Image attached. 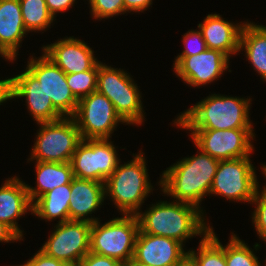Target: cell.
<instances>
[{"instance_id": "b9f144b4", "label": "cell", "mask_w": 266, "mask_h": 266, "mask_svg": "<svg viewBox=\"0 0 266 266\" xmlns=\"http://www.w3.org/2000/svg\"><path fill=\"white\" fill-rule=\"evenodd\" d=\"M63 266H80L79 263H65Z\"/></svg>"}, {"instance_id": "484cf974", "label": "cell", "mask_w": 266, "mask_h": 266, "mask_svg": "<svg viewBox=\"0 0 266 266\" xmlns=\"http://www.w3.org/2000/svg\"><path fill=\"white\" fill-rule=\"evenodd\" d=\"M25 29L42 32L51 27L56 20L49 13L45 0H19Z\"/></svg>"}, {"instance_id": "f1b7e54d", "label": "cell", "mask_w": 266, "mask_h": 266, "mask_svg": "<svg viewBox=\"0 0 266 266\" xmlns=\"http://www.w3.org/2000/svg\"><path fill=\"white\" fill-rule=\"evenodd\" d=\"M90 14L95 20L108 19L113 16L125 14L123 0H88Z\"/></svg>"}, {"instance_id": "d4e9b609", "label": "cell", "mask_w": 266, "mask_h": 266, "mask_svg": "<svg viewBox=\"0 0 266 266\" xmlns=\"http://www.w3.org/2000/svg\"><path fill=\"white\" fill-rule=\"evenodd\" d=\"M199 248L188 251V259L194 266H226L224 246L216 236L213 227L199 240Z\"/></svg>"}, {"instance_id": "8d00e7d4", "label": "cell", "mask_w": 266, "mask_h": 266, "mask_svg": "<svg viewBox=\"0 0 266 266\" xmlns=\"http://www.w3.org/2000/svg\"><path fill=\"white\" fill-rule=\"evenodd\" d=\"M124 266H148V265L141 264L136 260H134L133 258H131L126 263H124Z\"/></svg>"}, {"instance_id": "cb8c5ba5", "label": "cell", "mask_w": 266, "mask_h": 266, "mask_svg": "<svg viewBox=\"0 0 266 266\" xmlns=\"http://www.w3.org/2000/svg\"><path fill=\"white\" fill-rule=\"evenodd\" d=\"M70 194L71 182L55 187L43 194L32 204V214L46 222L56 220L57 218L59 219L58 223L70 221Z\"/></svg>"}, {"instance_id": "277c9868", "label": "cell", "mask_w": 266, "mask_h": 266, "mask_svg": "<svg viewBox=\"0 0 266 266\" xmlns=\"http://www.w3.org/2000/svg\"><path fill=\"white\" fill-rule=\"evenodd\" d=\"M138 154V155H137ZM133 159L120 164L104 182L105 199L109 196L121 215H136L151 191L145 156L140 150Z\"/></svg>"}, {"instance_id": "ac0fdd59", "label": "cell", "mask_w": 266, "mask_h": 266, "mask_svg": "<svg viewBox=\"0 0 266 266\" xmlns=\"http://www.w3.org/2000/svg\"><path fill=\"white\" fill-rule=\"evenodd\" d=\"M70 196L69 217L71 221H85L92 224L100 219L92 217L91 214L103 205L104 183L73 177Z\"/></svg>"}, {"instance_id": "44dd1931", "label": "cell", "mask_w": 266, "mask_h": 266, "mask_svg": "<svg viewBox=\"0 0 266 266\" xmlns=\"http://www.w3.org/2000/svg\"><path fill=\"white\" fill-rule=\"evenodd\" d=\"M27 34L19 0H0V46L13 60Z\"/></svg>"}, {"instance_id": "1f68e13d", "label": "cell", "mask_w": 266, "mask_h": 266, "mask_svg": "<svg viewBox=\"0 0 266 266\" xmlns=\"http://www.w3.org/2000/svg\"><path fill=\"white\" fill-rule=\"evenodd\" d=\"M80 266H124L121 261L89 252L80 261Z\"/></svg>"}, {"instance_id": "4dcf8cb0", "label": "cell", "mask_w": 266, "mask_h": 266, "mask_svg": "<svg viewBox=\"0 0 266 266\" xmlns=\"http://www.w3.org/2000/svg\"><path fill=\"white\" fill-rule=\"evenodd\" d=\"M184 44V50L177 56H192L200 54L207 49L206 42L202 37L201 31L199 30H189L183 34L182 38Z\"/></svg>"}, {"instance_id": "d590c367", "label": "cell", "mask_w": 266, "mask_h": 266, "mask_svg": "<svg viewBox=\"0 0 266 266\" xmlns=\"http://www.w3.org/2000/svg\"><path fill=\"white\" fill-rule=\"evenodd\" d=\"M22 239L5 223L0 222V242H18Z\"/></svg>"}, {"instance_id": "7bdbcfd3", "label": "cell", "mask_w": 266, "mask_h": 266, "mask_svg": "<svg viewBox=\"0 0 266 266\" xmlns=\"http://www.w3.org/2000/svg\"><path fill=\"white\" fill-rule=\"evenodd\" d=\"M260 239H262V241H264L265 243H266V237H264V238H260ZM266 261V260H265ZM266 263V262H265ZM266 265V264H265Z\"/></svg>"}, {"instance_id": "ffe728a7", "label": "cell", "mask_w": 266, "mask_h": 266, "mask_svg": "<svg viewBox=\"0 0 266 266\" xmlns=\"http://www.w3.org/2000/svg\"><path fill=\"white\" fill-rule=\"evenodd\" d=\"M28 211L32 214L26 183L17 176L6 179L0 187V222L9 226L22 240L24 235L17 220Z\"/></svg>"}, {"instance_id": "836d02e7", "label": "cell", "mask_w": 266, "mask_h": 266, "mask_svg": "<svg viewBox=\"0 0 266 266\" xmlns=\"http://www.w3.org/2000/svg\"><path fill=\"white\" fill-rule=\"evenodd\" d=\"M76 0H45L49 13L56 18L57 13H62L73 6Z\"/></svg>"}, {"instance_id": "ab89813d", "label": "cell", "mask_w": 266, "mask_h": 266, "mask_svg": "<svg viewBox=\"0 0 266 266\" xmlns=\"http://www.w3.org/2000/svg\"><path fill=\"white\" fill-rule=\"evenodd\" d=\"M178 266H194V264L187 258L182 264Z\"/></svg>"}, {"instance_id": "2e32d148", "label": "cell", "mask_w": 266, "mask_h": 266, "mask_svg": "<svg viewBox=\"0 0 266 266\" xmlns=\"http://www.w3.org/2000/svg\"><path fill=\"white\" fill-rule=\"evenodd\" d=\"M184 245L175 239L143 233L139 230L133 259L148 266H178L188 258Z\"/></svg>"}, {"instance_id": "9c48e42d", "label": "cell", "mask_w": 266, "mask_h": 266, "mask_svg": "<svg viewBox=\"0 0 266 266\" xmlns=\"http://www.w3.org/2000/svg\"><path fill=\"white\" fill-rule=\"evenodd\" d=\"M72 118L82 139H110L119 123L128 125L116 112L113 103L98 91L78 101Z\"/></svg>"}, {"instance_id": "8fae6325", "label": "cell", "mask_w": 266, "mask_h": 266, "mask_svg": "<svg viewBox=\"0 0 266 266\" xmlns=\"http://www.w3.org/2000/svg\"><path fill=\"white\" fill-rule=\"evenodd\" d=\"M191 131L194 145L217 160H231L251 156L254 152L253 129H185Z\"/></svg>"}, {"instance_id": "5b68a950", "label": "cell", "mask_w": 266, "mask_h": 266, "mask_svg": "<svg viewBox=\"0 0 266 266\" xmlns=\"http://www.w3.org/2000/svg\"><path fill=\"white\" fill-rule=\"evenodd\" d=\"M97 91L114 105L119 116L129 125L144 122V109L140 89L129 73L98 61Z\"/></svg>"}, {"instance_id": "7402d4cb", "label": "cell", "mask_w": 266, "mask_h": 266, "mask_svg": "<svg viewBox=\"0 0 266 266\" xmlns=\"http://www.w3.org/2000/svg\"><path fill=\"white\" fill-rule=\"evenodd\" d=\"M36 171V188L26 184L27 192L33 204L43 194L51 191L60 185H66L73 179V172L70 162H39L34 161Z\"/></svg>"}, {"instance_id": "d6986e66", "label": "cell", "mask_w": 266, "mask_h": 266, "mask_svg": "<svg viewBox=\"0 0 266 266\" xmlns=\"http://www.w3.org/2000/svg\"><path fill=\"white\" fill-rule=\"evenodd\" d=\"M244 22L237 24L224 20L219 14H208L202 23L198 24L207 49L218 50L227 55L240 52V34Z\"/></svg>"}, {"instance_id": "ba28073f", "label": "cell", "mask_w": 266, "mask_h": 266, "mask_svg": "<svg viewBox=\"0 0 266 266\" xmlns=\"http://www.w3.org/2000/svg\"><path fill=\"white\" fill-rule=\"evenodd\" d=\"M258 182L250 156L220 160L209 196L214 194L229 201L251 203L260 189Z\"/></svg>"}, {"instance_id": "83f0119b", "label": "cell", "mask_w": 266, "mask_h": 266, "mask_svg": "<svg viewBox=\"0 0 266 266\" xmlns=\"http://www.w3.org/2000/svg\"><path fill=\"white\" fill-rule=\"evenodd\" d=\"M66 80L72 94L78 101L97 91L98 62L90 70L66 74Z\"/></svg>"}, {"instance_id": "5bb4252c", "label": "cell", "mask_w": 266, "mask_h": 266, "mask_svg": "<svg viewBox=\"0 0 266 266\" xmlns=\"http://www.w3.org/2000/svg\"><path fill=\"white\" fill-rule=\"evenodd\" d=\"M2 103L11 99L25 98L29 115L38 123L53 122L64 116L53 106L50 97L45 94L41 83L27 70L14 77L8 78V82L2 91Z\"/></svg>"}, {"instance_id": "f35d334b", "label": "cell", "mask_w": 266, "mask_h": 266, "mask_svg": "<svg viewBox=\"0 0 266 266\" xmlns=\"http://www.w3.org/2000/svg\"><path fill=\"white\" fill-rule=\"evenodd\" d=\"M0 56L2 58H5L7 61H10L11 63H13L14 61L1 46H0Z\"/></svg>"}, {"instance_id": "7c38bea8", "label": "cell", "mask_w": 266, "mask_h": 266, "mask_svg": "<svg viewBox=\"0 0 266 266\" xmlns=\"http://www.w3.org/2000/svg\"><path fill=\"white\" fill-rule=\"evenodd\" d=\"M91 226L85 221L57 223L40 250L64 263H80L90 252Z\"/></svg>"}, {"instance_id": "60d3db41", "label": "cell", "mask_w": 266, "mask_h": 266, "mask_svg": "<svg viewBox=\"0 0 266 266\" xmlns=\"http://www.w3.org/2000/svg\"><path fill=\"white\" fill-rule=\"evenodd\" d=\"M262 168V174L265 176V179H266V164L261 166ZM262 188L266 191V185L265 186H262Z\"/></svg>"}, {"instance_id": "e575fe53", "label": "cell", "mask_w": 266, "mask_h": 266, "mask_svg": "<svg viewBox=\"0 0 266 266\" xmlns=\"http://www.w3.org/2000/svg\"><path fill=\"white\" fill-rule=\"evenodd\" d=\"M123 1H124L125 13L144 12L145 10L149 9V7L153 3L152 0H123Z\"/></svg>"}, {"instance_id": "52a82bcc", "label": "cell", "mask_w": 266, "mask_h": 266, "mask_svg": "<svg viewBox=\"0 0 266 266\" xmlns=\"http://www.w3.org/2000/svg\"><path fill=\"white\" fill-rule=\"evenodd\" d=\"M40 125V126H39ZM34 146L28 161L68 163L83 140L72 117L38 123Z\"/></svg>"}, {"instance_id": "3957f363", "label": "cell", "mask_w": 266, "mask_h": 266, "mask_svg": "<svg viewBox=\"0 0 266 266\" xmlns=\"http://www.w3.org/2000/svg\"><path fill=\"white\" fill-rule=\"evenodd\" d=\"M252 99L209 94L174 120L184 129H253L249 118Z\"/></svg>"}, {"instance_id": "d6a6232c", "label": "cell", "mask_w": 266, "mask_h": 266, "mask_svg": "<svg viewBox=\"0 0 266 266\" xmlns=\"http://www.w3.org/2000/svg\"><path fill=\"white\" fill-rule=\"evenodd\" d=\"M64 264L63 261L49 257L39 249L26 263L17 266H63Z\"/></svg>"}, {"instance_id": "603a6c76", "label": "cell", "mask_w": 266, "mask_h": 266, "mask_svg": "<svg viewBox=\"0 0 266 266\" xmlns=\"http://www.w3.org/2000/svg\"><path fill=\"white\" fill-rule=\"evenodd\" d=\"M240 51L245 50V57L266 82V26L254 22H244L240 34Z\"/></svg>"}, {"instance_id": "8992f818", "label": "cell", "mask_w": 266, "mask_h": 266, "mask_svg": "<svg viewBox=\"0 0 266 266\" xmlns=\"http://www.w3.org/2000/svg\"><path fill=\"white\" fill-rule=\"evenodd\" d=\"M138 232L139 222L136 215L115 217L104 224L99 220L93 222L90 230V252L126 263L134 256Z\"/></svg>"}, {"instance_id": "30bf717a", "label": "cell", "mask_w": 266, "mask_h": 266, "mask_svg": "<svg viewBox=\"0 0 266 266\" xmlns=\"http://www.w3.org/2000/svg\"><path fill=\"white\" fill-rule=\"evenodd\" d=\"M111 139H83L77 146L70 164L73 176L104 183L119 161Z\"/></svg>"}, {"instance_id": "4fadbf2b", "label": "cell", "mask_w": 266, "mask_h": 266, "mask_svg": "<svg viewBox=\"0 0 266 266\" xmlns=\"http://www.w3.org/2000/svg\"><path fill=\"white\" fill-rule=\"evenodd\" d=\"M26 69L41 83L53 106L64 116L72 117L77 109L78 100L67 84L66 73L44 53L34 58L29 56Z\"/></svg>"}, {"instance_id": "4316f807", "label": "cell", "mask_w": 266, "mask_h": 266, "mask_svg": "<svg viewBox=\"0 0 266 266\" xmlns=\"http://www.w3.org/2000/svg\"><path fill=\"white\" fill-rule=\"evenodd\" d=\"M232 233L229 243L224 246L226 266H261L254 249Z\"/></svg>"}, {"instance_id": "74e56055", "label": "cell", "mask_w": 266, "mask_h": 266, "mask_svg": "<svg viewBox=\"0 0 266 266\" xmlns=\"http://www.w3.org/2000/svg\"><path fill=\"white\" fill-rule=\"evenodd\" d=\"M7 82H8V79H4V80H0V105H3L2 104V91L4 90V88L6 87L7 85Z\"/></svg>"}, {"instance_id": "e0dca14e", "label": "cell", "mask_w": 266, "mask_h": 266, "mask_svg": "<svg viewBox=\"0 0 266 266\" xmlns=\"http://www.w3.org/2000/svg\"><path fill=\"white\" fill-rule=\"evenodd\" d=\"M41 48L42 53L66 74L90 70L99 61L95 58L92 48L84 40L74 38V36L58 39Z\"/></svg>"}, {"instance_id": "f546056e", "label": "cell", "mask_w": 266, "mask_h": 266, "mask_svg": "<svg viewBox=\"0 0 266 266\" xmlns=\"http://www.w3.org/2000/svg\"><path fill=\"white\" fill-rule=\"evenodd\" d=\"M250 204L256 206L252 212V223L259 238L266 237V191L257 190Z\"/></svg>"}, {"instance_id": "6da1fadb", "label": "cell", "mask_w": 266, "mask_h": 266, "mask_svg": "<svg viewBox=\"0 0 266 266\" xmlns=\"http://www.w3.org/2000/svg\"><path fill=\"white\" fill-rule=\"evenodd\" d=\"M136 216L141 232L175 239L182 244L194 236L204 238L212 228L206 223L202 209L174 200L156 202Z\"/></svg>"}, {"instance_id": "9a60e30c", "label": "cell", "mask_w": 266, "mask_h": 266, "mask_svg": "<svg viewBox=\"0 0 266 266\" xmlns=\"http://www.w3.org/2000/svg\"><path fill=\"white\" fill-rule=\"evenodd\" d=\"M230 58L218 50L206 49L197 55L177 56L173 64L176 76L191 87H201L221 78Z\"/></svg>"}, {"instance_id": "7a4b0ae2", "label": "cell", "mask_w": 266, "mask_h": 266, "mask_svg": "<svg viewBox=\"0 0 266 266\" xmlns=\"http://www.w3.org/2000/svg\"><path fill=\"white\" fill-rule=\"evenodd\" d=\"M195 147L198 155L185 157L164 170L158 186L163 194L174 198L172 200L201 209L202 199L210 193L219 160Z\"/></svg>"}]
</instances>
